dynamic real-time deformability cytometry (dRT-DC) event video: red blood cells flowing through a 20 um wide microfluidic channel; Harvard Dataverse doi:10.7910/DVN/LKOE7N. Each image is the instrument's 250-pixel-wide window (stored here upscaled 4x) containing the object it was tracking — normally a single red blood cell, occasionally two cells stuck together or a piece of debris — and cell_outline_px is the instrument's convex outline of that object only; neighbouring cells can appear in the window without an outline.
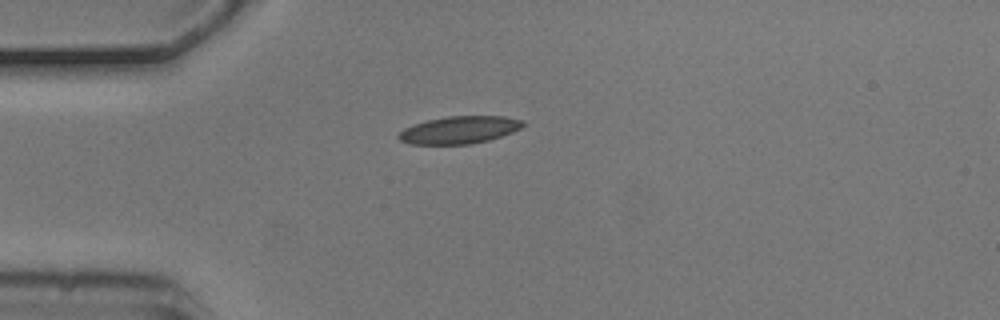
{"species": "common noctule bat (a hibernating species)", "species_latin": "Nyctalus noctula", "temperature_condition": "cold", "stored_images_in_passage": 4, "camera_frame_rate_fps": 3000, "um_per_image_px": 0.085, "animal": {"sex": "male", "body_mass_g": 20.5, "forearm_length_mm": 52.5}, "frame": {"image": 1, "passage_image": 1, "time_ms": 0.0, "image_size_px": [1000, 320], "cell_outline_px": [[524, 124], [520, 128], [512, 132], [488, 140], [468, 144], [408, 144], [400, 140], [396, 136], [404, 128], [412, 124], [428, 120], [448, 116], [504, 116], [524, 120]], "centroid_in_image_um": [39.02, 11.04], "position_along_channel_um": 46.0, "area_um2": 19.83}}
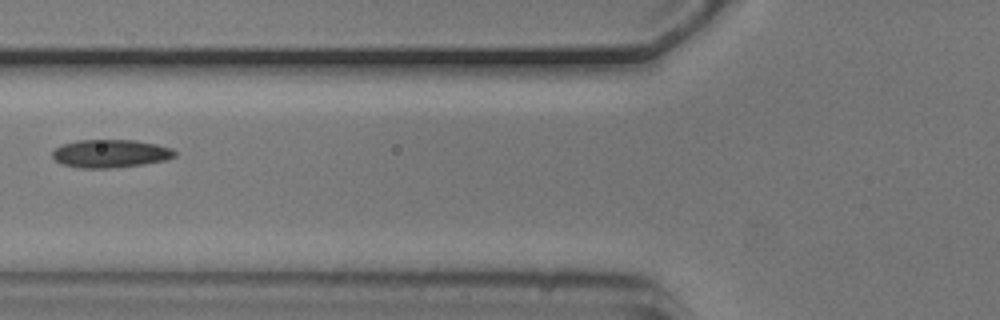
{"frame": {"image": 2, "passage_image": 3, "time_ms": 0.667, "image_size_px": [1000, 320], "cell_outline_px": [[176, 156], [164, 160], [144, 164], [112, 168], [80, 168], [60, 164], [52, 156], [52, 152], [60, 144], [76, 140], [136, 140], [156, 144], [172, 148], [176, 152]], "centroid_in_image_um": [9.36, 13.05], "position_along_channel_um": 116.4, "area_um2": 20.17}}
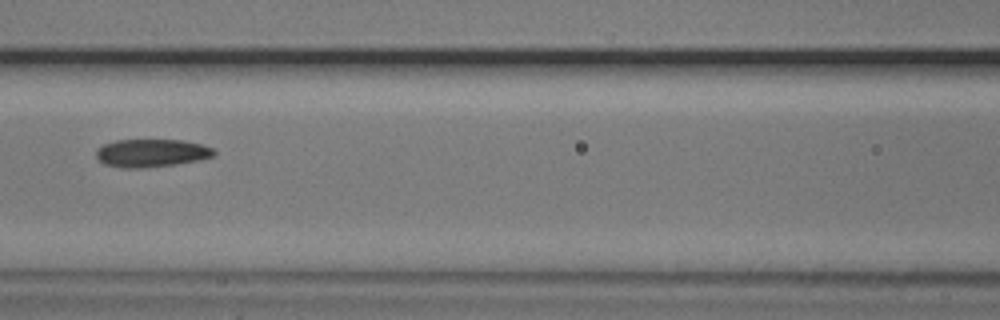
{"frame": {"image": 3, "passage_image": 4, "time_ms": 1.0, "image_size_px": [1000, 320], "cell_outline_px": [[216, 152], [212, 156], [200, 160], [176, 164], [144, 168], [120, 168], [104, 164], [96, 156], [96, 148], [104, 144], [116, 140], [184, 140], [200, 144], [212, 148]], "centroid_in_image_um": [12.85, 13.01], "position_along_channel_um": 153.8, "area_um2": 19.25}}